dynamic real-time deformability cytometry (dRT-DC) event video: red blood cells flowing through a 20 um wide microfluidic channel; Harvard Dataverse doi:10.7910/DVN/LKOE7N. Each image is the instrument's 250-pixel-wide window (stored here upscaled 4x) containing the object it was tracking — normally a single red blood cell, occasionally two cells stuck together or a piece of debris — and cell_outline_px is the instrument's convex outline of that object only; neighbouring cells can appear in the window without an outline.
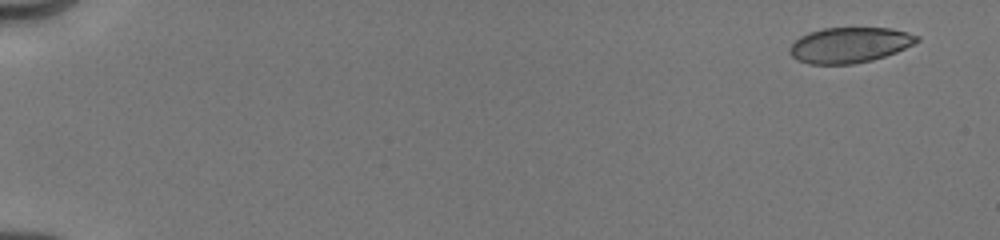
{"species": "human", "species_latin": "Homo sapiens", "temperature_condition": "cold", "stored_images_in_passage": 13, "camera_frame_rate_fps": 3000, "um_per_image_px": 0.085, "donor": {"sex": "male"}, "frame": {"image": 1, "passage_image": 2, "time_ms": 0.667, "image_size_px": [1000, 240], "cell_outline_px": [[920, 40], [896, 52], [872, 60], [852, 64], [808, 64], [796, 60], [788, 52], [788, 48], [800, 36], [808, 32], [824, 28], [892, 28], [908, 32], [920, 36]], "centroid_in_image_um": [72.19, 3.82], "position_along_channel_um": 12.8, "area_um2": 26.36}}
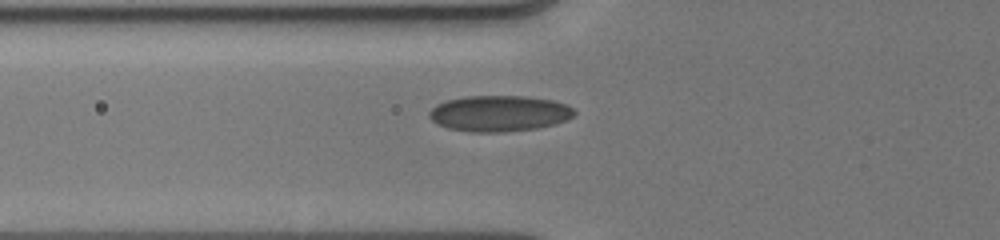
{"frame": {"image": 2, "passage_image": 11, "time_ms": 6.667, "image_size_px": [1000, 240], "cell_outline_px": [[576, 112], [568, 120], [556, 124], [536, 128], [504, 132], [468, 132], [448, 128], [436, 124], [428, 116], [428, 112], [436, 104], [444, 100], [464, 96], [524, 96], [552, 100], [568, 104]], "centroid_in_image_um": [42.41, 9.64], "position_along_channel_um": 83.4, "area_um2": 30.75}}
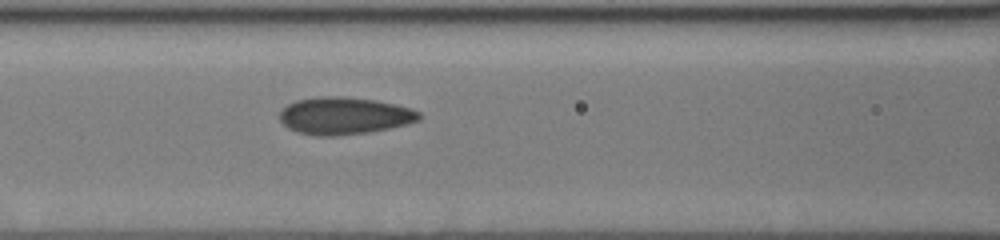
{"frame": {"image": 3, "passage_image": 13, "time_ms": 8.0, "image_size_px": [1000, 240], "cell_outline_px": [[420, 120], [388, 128], [368, 132], [336, 136], [316, 136], [296, 132], [288, 128], [280, 120], [280, 112], [288, 104], [296, 100], [316, 96], [340, 96], [376, 100], [396, 104], [412, 108], [420, 112]], "centroid_in_image_um": [29.25, 9.83], "position_along_channel_um": 137.4, "area_um2": 30.35}}